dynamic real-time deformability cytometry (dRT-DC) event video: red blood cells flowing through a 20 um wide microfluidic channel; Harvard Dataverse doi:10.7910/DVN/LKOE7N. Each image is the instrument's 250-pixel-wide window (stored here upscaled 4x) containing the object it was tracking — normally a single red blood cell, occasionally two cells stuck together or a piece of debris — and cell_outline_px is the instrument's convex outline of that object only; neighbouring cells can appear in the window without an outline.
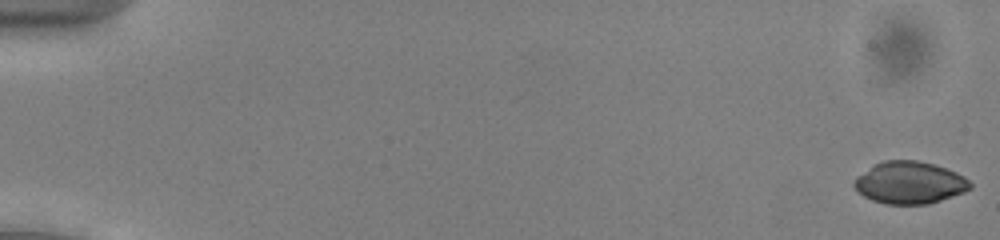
{"species": "common noctule bat (a hibernating species)", "species_latin": "Nyctalus noctula", "temperature_condition": "cold", "stored_images_in_passage": 53, "camera_frame_rate_fps": 3000, "um_per_image_px": 0.085, "animal": {"sex": "male", "body_mass_g": 13.0, "forearm_length_mm": 53.1}, "frame": {"image": 1, "passage_image": 1, "time_ms": 0.0, "image_size_px": [1000, 240], "cell_outline_px": [[972, 188], [964, 192], [928, 204], [884, 204], [872, 200], [864, 196], [852, 184], [856, 176], [872, 164], [884, 160], [916, 160], [932, 164], [956, 172], [964, 176], [972, 184]], "centroid_in_image_um": [77.29, 15.52], "position_along_channel_um": 7.7, "area_um2": 28.55}}
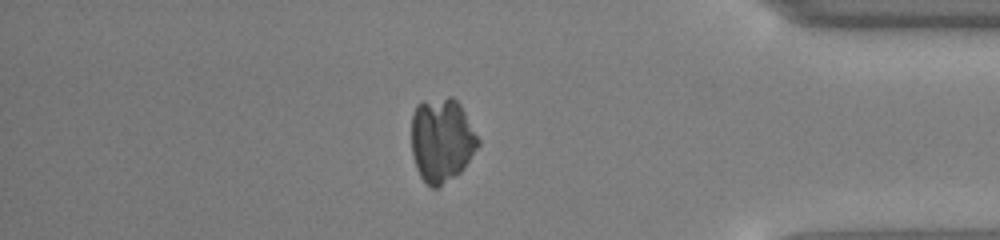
{"frame": {"image": 2, "passage_image": 46, "time_ms": 15.0, "image_size_px": [1000, 240], "cell_outline_px": [[480, 144], [464, 168], [460, 172], [436, 188], [432, 188], [420, 176], [416, 168], [412, 156], [412, 112], [416, 104], [448, 96], [452, 96], [460, 104], [480, 140]], "centroid_in_image_um": [37.54, 11.89], "position_along_channel_um": 397.7, "area_um2": 32.6}}
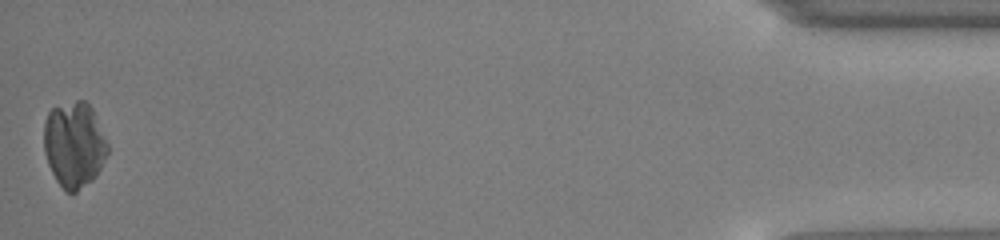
{"frame": {"image": 3, "passage_image": 53, "time_ms": 17.333, "image_size_px": [1000, 240], "cell_outline_px": [[108, 152], [96, 176], [92, 180], [76, 192], [68, 192], [56, 180], [48, 164], [44, 152], [44, 120], [48, 112], [52, 108], [76, 100], [84, 100], [92, 108], [108, 144]], "centroid_in_image_um": [6.29, 12.28], "position_along_channel_um": 428.9, "area_um2": 31.67}}